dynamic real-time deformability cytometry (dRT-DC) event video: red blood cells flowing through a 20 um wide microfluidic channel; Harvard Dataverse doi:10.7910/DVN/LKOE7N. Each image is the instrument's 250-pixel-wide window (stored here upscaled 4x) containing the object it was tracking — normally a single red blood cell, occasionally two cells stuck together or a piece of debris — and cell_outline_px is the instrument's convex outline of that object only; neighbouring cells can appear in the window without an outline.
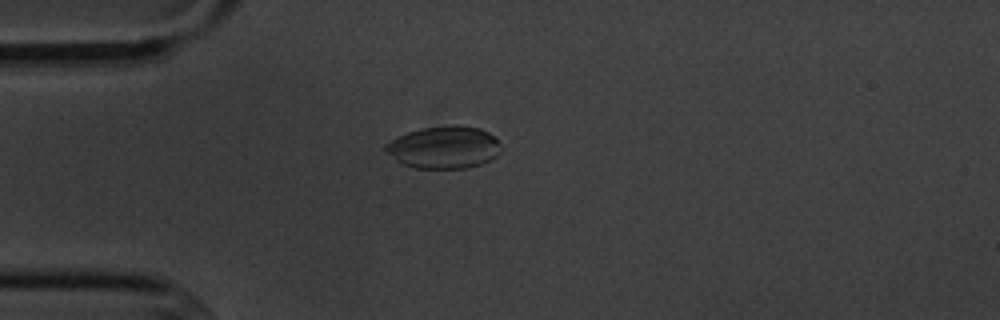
{"species": "common noctule bat (a hibernating species)", "species_latin": "Nyctalus noctula", "temperature_condition": "cold", "stored_images_in_passage": 5, "camera_frame_rate_fps": 3000, "um_per_image_px": 0.085, "animal": {"sex": "male", "body_mass_g": 20.1, "forearm_length_mm": 53.5}, "frame": {"image": 1, "passage_image": 2, "time_ms": 1.0, "image_size_px": [1000, 320], "cell_outline_px": [[500, 152], [496, 156], [480, 164], [464, 168], [416, 168], [404, 164], [396, 160], [384, 148], [384, 144], [408, 132], [424, 128], [480, 128], [488, 132], [500, 144]], "centroid_in_image_um": [37.73, 12.57], "position_along_channel_um": 47.3, "area_um2": 27.28}}
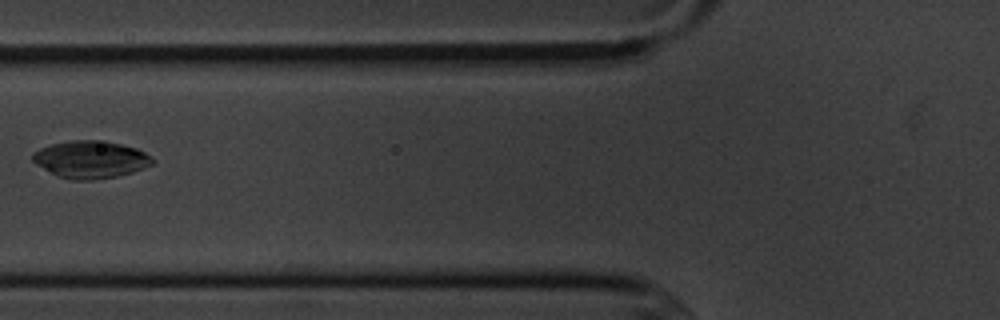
{"frame": {"image": 2, "passage_image": 4, "time_ms": 3.333, "image_size_px": [1000, 320], "cell_outline_px": [[156, 160], [152, 164], [144, 168], [132, 172], [116, 176], [92, 180], [72, 180], [60, 176], [36, 164], [32, 160], [32, 152], [40, 148], [52, 144], [68, 140], [92, 140], [120, 144], [136, 148], [152, 156]], "centroid_in_image_um": [7.71, 13.55], "position_along_channel_um": 118.1, "area_um2": 25.84}}
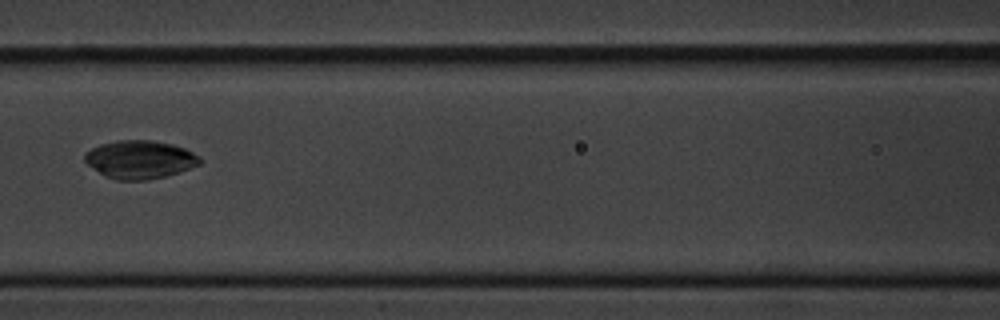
{"frame": {"image": 3, "passage_image": 5, "time_ms": 4.333, "image_size_px": [1000, 320], "cell_outline_px": [[204, 160], [200, 164], [180, 172], [164, 176], [144, 180], [116, 180], [104, 176], [88, 164], [84, 160], [84, 156], [92, 148], [100, 144], [116, 140], [152, 140], [172, 144], [184, 148], [200, 156]], "centroid_in_image_um": [11.91, 13.55], "position_along_channel_um": 154.7, "area_um2": 25.61}}